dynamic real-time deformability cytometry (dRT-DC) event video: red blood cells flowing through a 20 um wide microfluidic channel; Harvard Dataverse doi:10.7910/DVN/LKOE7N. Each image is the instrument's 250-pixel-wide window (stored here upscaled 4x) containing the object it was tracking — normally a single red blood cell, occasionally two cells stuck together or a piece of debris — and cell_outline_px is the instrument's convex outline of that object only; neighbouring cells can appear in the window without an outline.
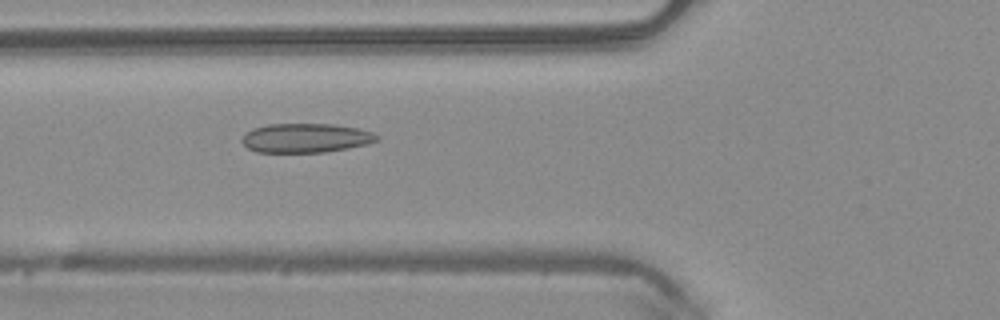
{"species": "common noctule bat (a hibernating species)", "species_latin": "Nyctalus noctula", "temperature_condition": "warm", "stored_images_in_passage": 48, "camera_frame_rate_fps": 3000, "um_per_image_px": 0.085, "animal": {"sex": "male", "body_mass_g": 20.4}, "frame": {"image": 1, "passage_image": 19, "time_ms": 6.0, "image_size_px": [1000, 320], "cell_outline_px": [[380, 140], [368, 144], [348, 148], [324, 152], [256, 152], [248, 148], [240, 140], [252, 128], [268, 124], [332, 124], [356, 128], [372, 132], [380, 136]], "centroid_in_image_um": [26.01, 11.73], "position_along_channel_um": 99.8, "area_um2": 22.95}}
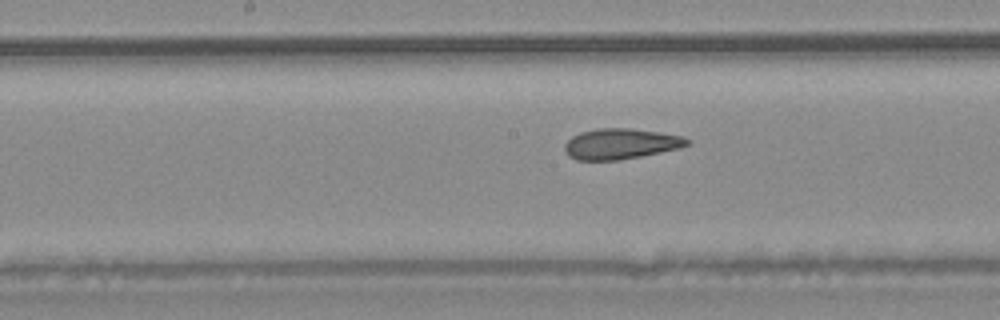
{"frame": {"image": 2, "passage_image": 26, "time_ms": 8.333, "image_size_px": [1000, 320], "cell_outline_px": [[692, 144], [680, 148], [620, 160], [576, 160], [568, 156], [564, 148], [564, 144], [572, 136], [580, 132], [600, 128], [632, 128], [660, 132], [684, 136], [692, 140]], "centroid_in_image_um": [52.79, 12.22], "position_along_channel_um": 195.4, "area_um2": 22.08}}
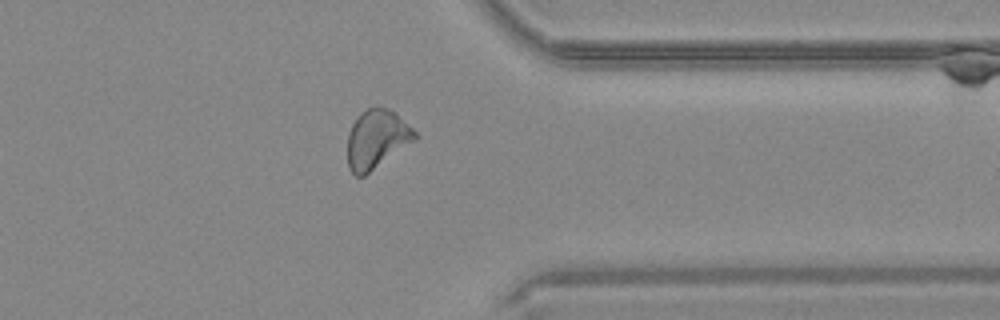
{"frame": {"image": 3, "passage_image": 40, "time_ms": 13.0, "image_size_px": [1000, 320], "cell_outline_px": [[416, 140], [364, 176], [356, 176], [348, 168], [348, 132], [356, 116], [360, 112], [368, 108], [388, 108], [412, 128], [416, 132]], "centroid_in_image_um": [31.99, 11.84], "position_along_channel_um": 379.4, "area_um2": 22.83}}